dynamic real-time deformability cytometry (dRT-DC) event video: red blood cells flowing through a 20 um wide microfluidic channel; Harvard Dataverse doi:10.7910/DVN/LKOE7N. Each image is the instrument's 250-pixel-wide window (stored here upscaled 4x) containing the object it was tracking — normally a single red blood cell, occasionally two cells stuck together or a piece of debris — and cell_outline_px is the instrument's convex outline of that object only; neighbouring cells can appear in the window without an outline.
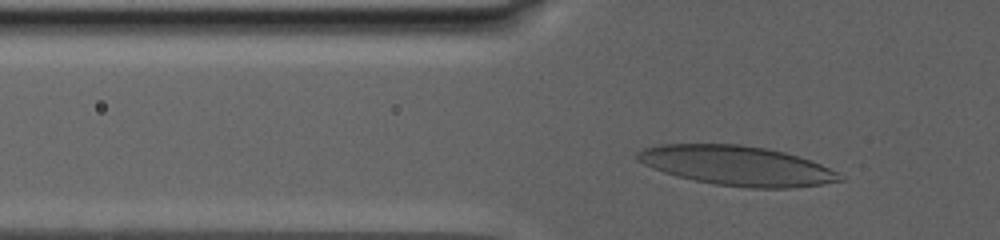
{"species": "human", "species_latin": "Homo sapiens", "temperature_condition": "warm", "stored_images_in_passage": 60, "camera_frame_rate_fps": 3000, "um_per_image_px": 0.085, "donor": {"sex": "male"}, "frame": {"image": 1, "passage_image": 29, "time_ms": 4.333, "image_size_px": [1000, 240], "cell_outline_px": [[848, 180], [824, 184], [788, 188], [748, 188], [716, 184], [676, 176], [652, 168], [636, 160], [636, 152], [644, 148], [660, 144], [740, 144], [768, 148], [784, 152], [812, 160], [848, 176]], "centroid_in_image_um": [62.71, 14.08], "position_along_channel_um": 63.1, "area_um2": 47.16}}
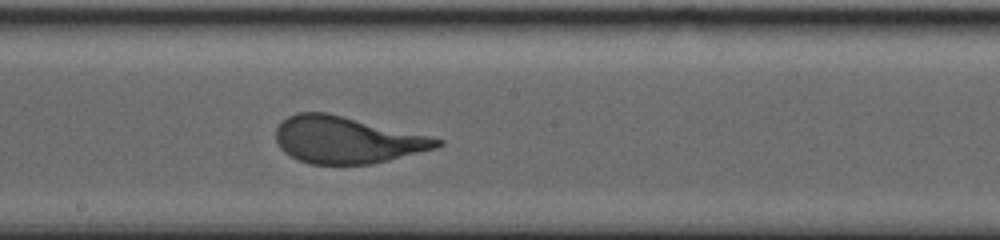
{"frame": {"image": 2, "passage_image": 43, "time_ms": 11.0, "image_size_px": [1000, 240], "cell_outline_px": [[444, 144], [436, 148], [372, 164], [312, 164], [300, 160], [284, 152], [280, 148], [276, 140], [276, 128], [280, 120], [296, 112], [328, 112], [428, 136], [444, 140]], "centroid_in_image_um": [29.44, 11.88], "position_along_channel_um": 218.8, "area_um2": 43.81}}
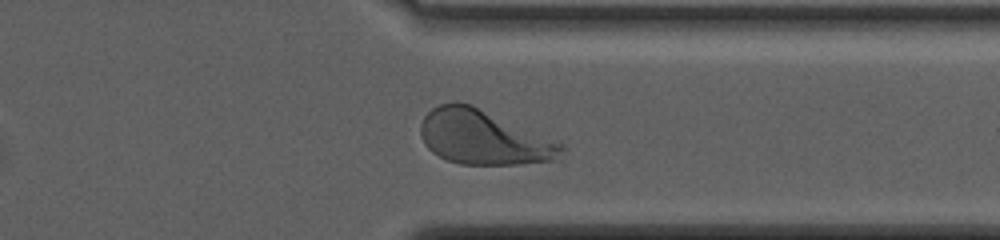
{"frame": {"image": 3, "passage_image": 56, "time_ms": 17.0, "image_size_px": [1000, 240], "cell_outline_px": [[564, 148], [560, 160], [516, 164], [460, 164], [448, 160], [432, 152], [424, 144], [420, 132], [420, 124], [424, 116], [432, 108], [440, 104], [456, 100], [472, 104], [560, 140], [564, 144]], "centroid_in_image_um": [41.16, 11.65], "position_along_channel_um": 370.2, "area_um2": 45.6}, "authors_computed_cell_mechanics": {"area_um2": 45.5175, "velocity_mm_per_s": 2.5268, "shape_relaxation_time_tau1_ms": 6.0074, "shape_relaxation_time_tau2_ms": null, "deformation_change_tau1": 0.2312, "deformation_change_tau2": null}}